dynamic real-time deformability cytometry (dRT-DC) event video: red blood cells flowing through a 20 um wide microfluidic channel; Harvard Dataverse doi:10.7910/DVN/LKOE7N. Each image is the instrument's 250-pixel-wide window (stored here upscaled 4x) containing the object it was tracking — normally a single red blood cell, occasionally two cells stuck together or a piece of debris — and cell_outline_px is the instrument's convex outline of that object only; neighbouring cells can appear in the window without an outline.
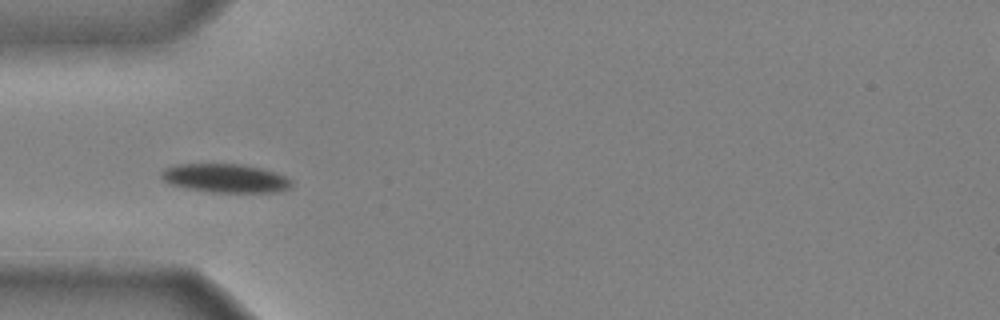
{"species": "common noctule bat (a hibernating species)", "species_latin": "Nyctalus noctula", "temperature_condition": "cold", "stored_images_in_passage": 34, "camera_frame_rate_fps": 3000, "um_per_image_px": 0.085, "animal": {"sex": "male", "body_mass_g": 20.4}, "frame": {"image": 1, "passage_image": 1, "time_ms": 0.0, "image_size_px": [1000, 320], "cell_outline_px": [[292, 188], [280, 192], [208, 192], [168, 184], [160, 176], [160, 172], [164, 168], [176, 164], [244, 164], [276, 172], [292, 180]], "centroid_in_image_um": [19.16, 15.15], "position_along_channel_um": 65.8, "area_um2": 22.02}}
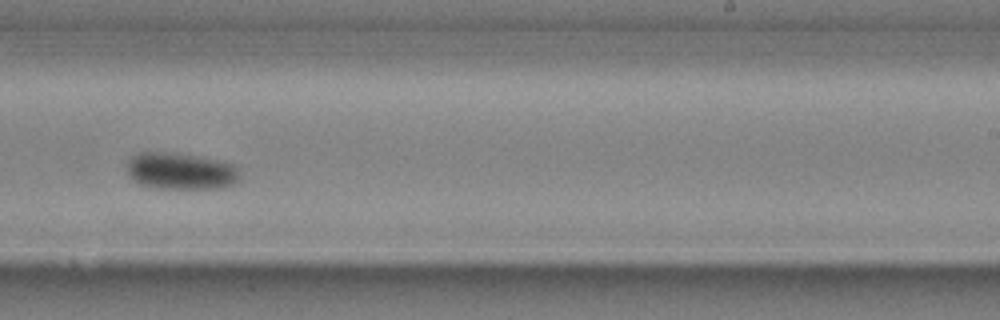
{"frame": {"image": 2, "passage_image": 17, "time_ms": 5.333, "image_size_px": [1000, 320], "cell_outline_px": [[240, 180], [232, 184], [220, 188], [156, 188], [140, 184], [128, 172], [128, 160], [136, 152], [164, 152], [200, 156], [224, 160], [232, 164], [236, 168], [240, 176]], "centroid_in_image_um": [15.39, 14.53], "position_along_channel_um": 273.6, "area_um2": 24.16}}
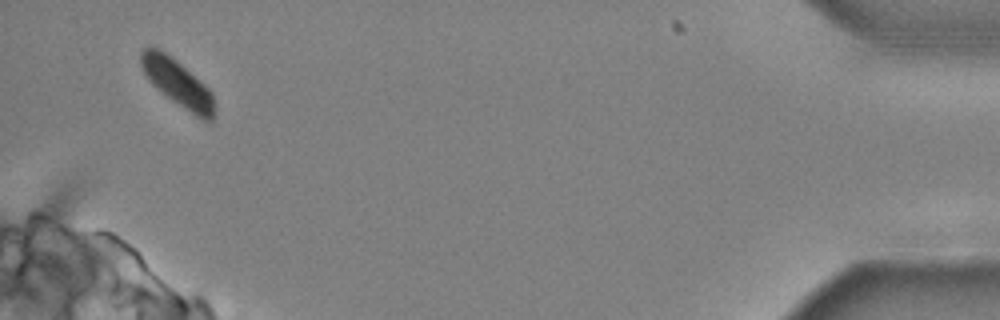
{"frame": {"image": 3, "passage_image": 33, "time_ms": 10.667, "image_size_px": [1000, 320], "cell_outline_px": [[212, 120], [200, 120], [172, 100], [152, 84], [144, 72], [140, 64], [140, 52], [144, 48], [160, 48], [176, 60], [204, 84], [212, 92]], "centroid_in_image_um": [15.05, 7.03], "position_along_channel_um": 420.1, "area_um2": 19.54}, "authors_computed_cell_mechanics": {"area_um2": 23.3801, "velocity_mm_per_s": 3.915, "shape_relaxation_time_tau1_ms": 2.6645, "shape_relaxation_time_tau2_ms": 3.3774, "deformation_change_tau1": 0.1122, "deformation_change_tau2": 0.0235}}